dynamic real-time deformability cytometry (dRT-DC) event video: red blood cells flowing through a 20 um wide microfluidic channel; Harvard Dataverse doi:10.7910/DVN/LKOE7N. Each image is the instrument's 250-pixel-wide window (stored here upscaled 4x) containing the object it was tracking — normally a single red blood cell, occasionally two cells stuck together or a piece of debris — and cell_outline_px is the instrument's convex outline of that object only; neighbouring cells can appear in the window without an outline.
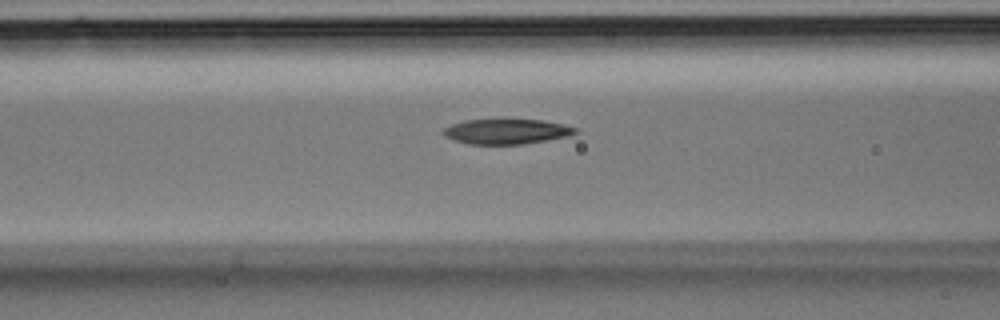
{"species": "Egyptian fruit bat (a non-hibernating species)", "species_latin": "Rousettus aegyptiacus", "temperature_condition": "room temperature", "stored_images_in_passage": 26, "camera_frame_rate_fps": 3000, "um_per_image_px": 0.085, "animal": {"sex": "male"}, "frame": {"image": 1, "passage_image": 6, "time_ms": 1.667, "image_size_px": [1000, 320], "cell_outline_px": [[580, 132], [568, 136], [524, 144], [468, 144], [444, 136], [444, 128], [452, 124], [464, 120], [496, 116], [504, 116], [544, 120], [564, 124], [580, 128]], "centroid_in_image_um": [43.1, 11.11], "position_along_channel_um": 123.5, "area_um2": 20.52}}
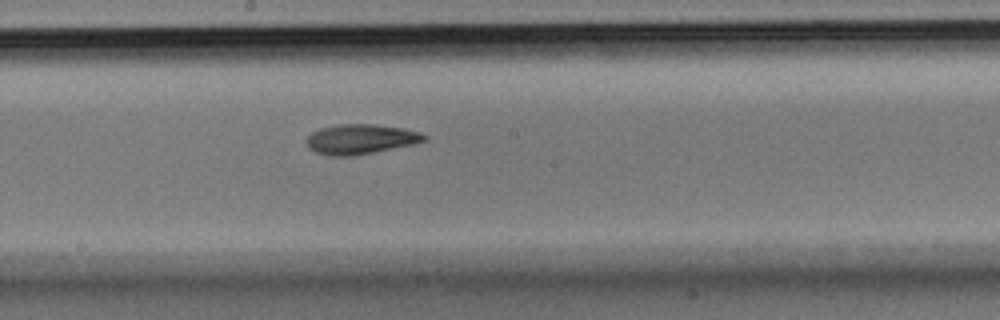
{"frame": {"image": 2, "passage_image": 11, "time_ms": 3.333, "image_size_px": [1000, 320], "cell_outline_px": [[428, 140], [412, 144], [356, 156], [328, 156], [316, 152], [308, 148], [304, 140], [312, 132], [320, 128], [336, 124], [372, 124], [400, 128], [420, 132], [428, 136]], "centroid_in_image_um": [30.61, 11.83], "position_along_channel_um": 217.6, "area_um2": 20.63}}
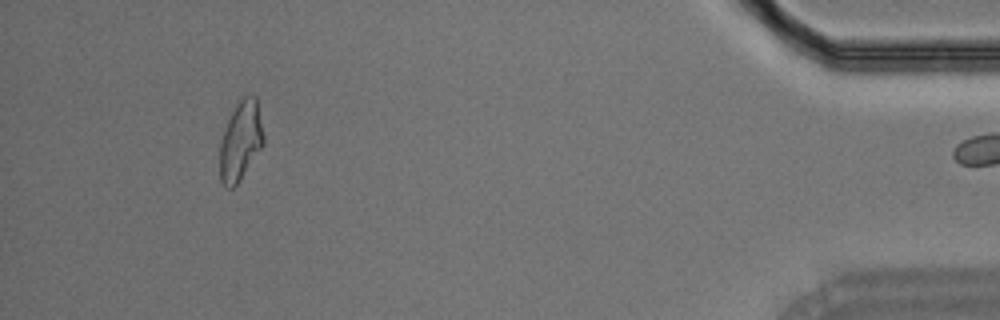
{"frame": {"image": 3, "passage_image": 25, "time_ms": 8.0, "image_size_px": [1000, 320], "cell_outline_px": [[264, 144], [236, 184], [232, 188], [228, 188], [220, 180], [220, 144], [228, 120], [236, 104], [244, 96], [256, 96], [264, 136]], "centroid_in_image_um": [20.46, 11.96], "position_along_channel_um": 414.7, "area_um2": 19.71}}